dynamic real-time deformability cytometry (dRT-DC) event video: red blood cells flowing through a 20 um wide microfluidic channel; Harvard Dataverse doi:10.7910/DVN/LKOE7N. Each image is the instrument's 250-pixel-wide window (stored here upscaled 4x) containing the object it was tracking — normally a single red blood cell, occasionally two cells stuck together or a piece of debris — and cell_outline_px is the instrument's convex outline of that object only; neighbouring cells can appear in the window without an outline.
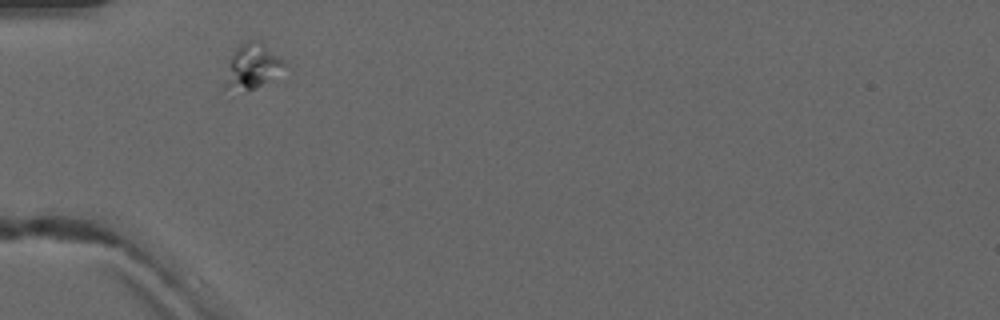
{"species": "common noctule bat (a hibernating species)", "species_latin": "Nyctalus noctula", "temperature_condition": "warm", "stored_images_in_passage": 4, "camera_frame_rate_fps": 3000, "um_per_image_px": 0.085, "animal": {"sex": "male", "forearm_length_mm": 52.5}, "frame": {"image": 1, "passage_image": 3, "time_ms": 3.0, "image_size_px": [1000, 320], "cell_outline_px": [[292, 68], [256, 88], [228, 100], [224, 88], [224, 84], [232, 56], [236, 48], [240, 44], [252, 36], [260, 40], [284, 60]], "centroid_in_image_um": [21.46, 5.74], "position_along_channel_um": 63.5, "area_um2": 17.11}}
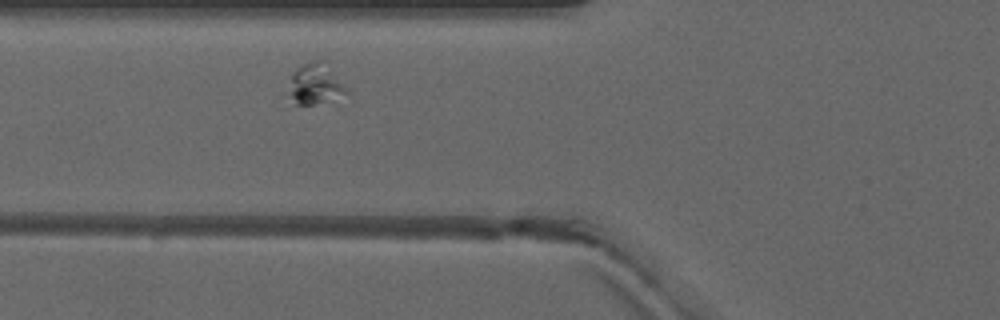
{"frame": {"image": 2, "passage_image": 4, "time_ms": 4.0, "image_size_px": [1000, 320], "cell_outline_px": [[348, 92], [312, 104], [296, 104], [292, 96], [292, 76], [300, 64], [312, 60], [328, 60]], "centroid_in_image_um": [26.85, 7.03], "position_along_channel_um": 99.0, "area_um2": 13.06}}